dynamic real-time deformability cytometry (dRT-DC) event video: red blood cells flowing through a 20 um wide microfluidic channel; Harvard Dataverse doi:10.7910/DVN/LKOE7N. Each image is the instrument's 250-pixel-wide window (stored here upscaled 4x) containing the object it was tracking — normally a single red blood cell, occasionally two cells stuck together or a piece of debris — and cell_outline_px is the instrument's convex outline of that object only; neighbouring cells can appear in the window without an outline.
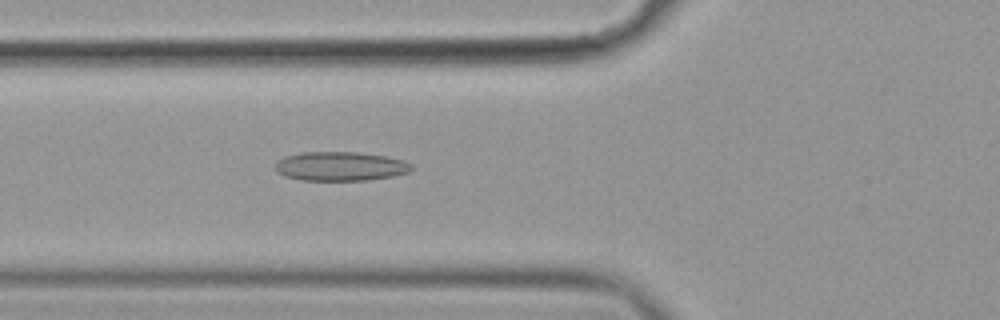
{"species": "common noctule bat (a hibernating species)", "species_latin": "Nyctalus noctula", "temperature_condition": "cold", "stored_images_in_passage": 38, "camera_frame_rate_fps": 3000, "um_per_image_px": 0.085, "animal": {"sex": "female", "body_mass_g": 19.9}, "frame": {"image": 1, "passage_image": 8, "time_ms": 2.333, "image_size_px": [1000, 320], "cell_outline_px": [[412, 168], [408, 172], [392, 176], [368, 180], [300, 180], [284, 176], [276, 172], [276, 160], [284, 156], [300, 152], [360, 152], [388, 156], [404, 160], [412, 164]], "centroid_in_image_um": [28.91, 14.12], "position_along_channel_um": 96.9, "area_um2": 23.35}}
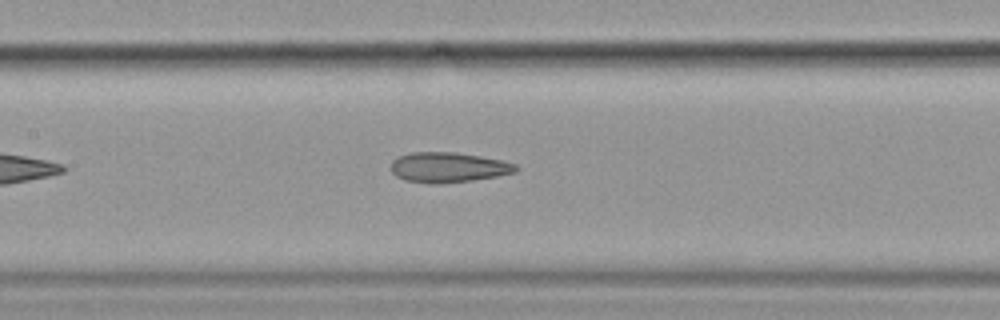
{"frame": {"image": 2, "passage_image": 14, "time_ms": 4.333, "image_size_px": [1000, 320], "cell_outline_px": [[520, 168], [516, 172], [496, 176], [472, 180], [440, 184], [432, 184], [404, 180], [396, 176], [392, 172], [392, 160], [400, 156], [412, 152], [456, 152], [480, 156], [500, 160], [516, 164]], "centroid_in_image_um": [38.11, 14.23], "position_along_channel_um": 169.3, "area_um2": 21.91}}
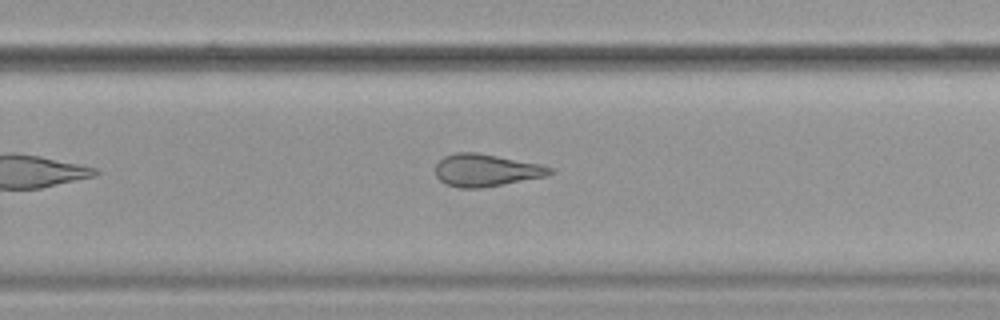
{"frame": {"image": 3, "passage_image": 24, "time_ms": 7.667, "image_size_px": [1000, 320], "cell_outline_px": [[552, 172], [544, 176], [484, 188], [460, 188], [448, 184], [440, 180], [436, 176], [436, 164], [444, 156], [452, 152], [476, 152], [540, 164], [552, 168]], "centroid_in_image_um": [41.27, 14.46], "position_along_channel_um": 288.5, "area_um2": 21.39}, "authors_computed_cell_mechanics": {"area_um2": 22.1952, "velocity_mm_per_s": 3.5985, "shape_relaxation_time_tau1_ms": null, "shape_relaxation_time_tau2_ms": 2.5945, "deformation_change_tau1": null, "deformation_change_tau2": 0.1184}}